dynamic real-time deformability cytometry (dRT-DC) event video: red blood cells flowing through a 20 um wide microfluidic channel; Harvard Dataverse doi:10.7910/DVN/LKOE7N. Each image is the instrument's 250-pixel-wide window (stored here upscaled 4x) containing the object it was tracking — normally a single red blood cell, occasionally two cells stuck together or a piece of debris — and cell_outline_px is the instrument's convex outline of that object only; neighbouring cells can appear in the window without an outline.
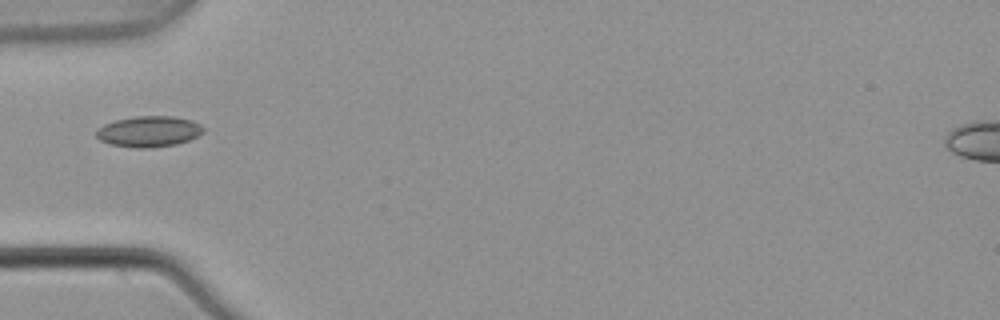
{"species": "common noctule bat (a hibernating species)", "species_latin": "Nyctalus noctula", "temperature_condition": "warm", "stored_images_in_passage": 1, "camera_frame_rate_fps": 3000, "um_per_image_px": 0.085, "animal": {"sex": "male", "body_mass_g": 21.5, "forearm_length_mm": 52.0}, "frame": {"image": 1, "passage_image": 1, "time_ms": 0.0, "image_size_px": [1000, 320], "cell_outline_px": [[204, 132], [188, 140], [176, 144], [144, 148], [136, 148], [112, 144], [100, 140], [96, 136], [96, 128], [104, 124], [116, 120], [136, 116], [172, 116], [192, 120], [200, 124], [204, 128]], "centroid_in_image_um": [12.64, 11.16], "position_along_channel_um": 72.4, "area_um2": 19.13}}